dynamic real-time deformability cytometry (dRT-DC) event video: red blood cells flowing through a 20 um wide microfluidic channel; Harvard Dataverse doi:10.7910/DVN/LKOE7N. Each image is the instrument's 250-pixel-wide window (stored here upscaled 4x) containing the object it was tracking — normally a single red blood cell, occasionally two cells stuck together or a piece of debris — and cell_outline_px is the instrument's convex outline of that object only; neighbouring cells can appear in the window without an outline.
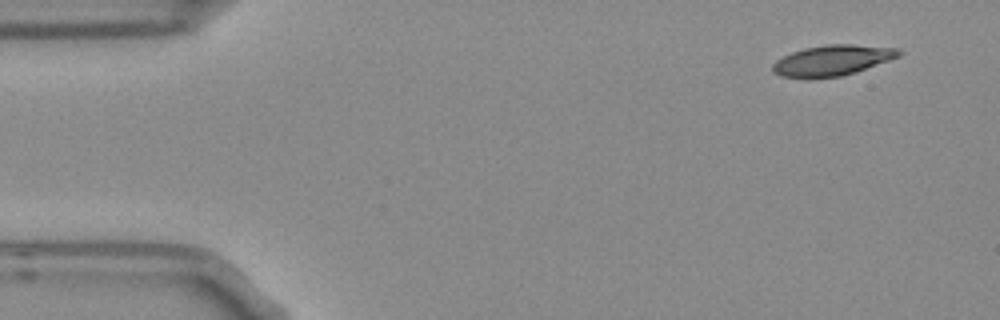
{"species": "Egyptian fruit bat (a non-hibernating species)", "species_latin": "Rousettus aegyptiacus", "temperature_condition": "room temperature", "stored_images_in_passage": 4, "camera_frame_rate_fps": 3000, "um_per_image_px": 0.085, "frame": {"image": 1, "passage_image": 1, "time_ms": 0.0, "image_size_px": [1000, 320], "cell_outline_px": [[904, 52], [900, 56], [840, 76], [780, 76], [772, 72], [772, 64], [776, 60], [792, 52], [804, 48], [824, 44], [852, 44], [900, 48]], "centroid_in_image_um": [70.76, 5.08], "position_along_channel_um": 14.2, "area_um2": 21.85}}
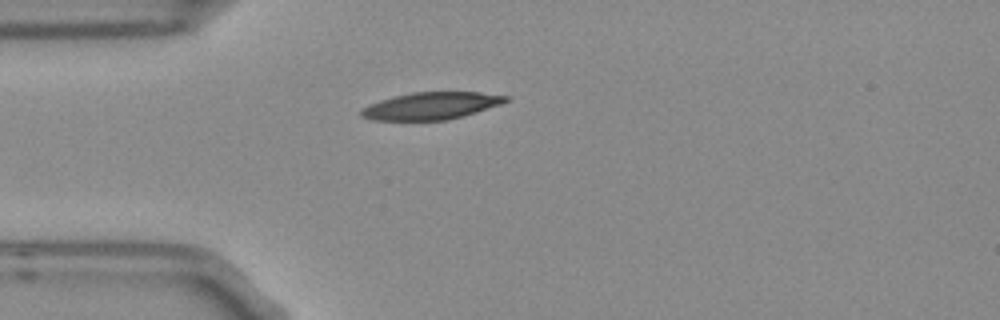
{"frame": {"image": 2, "passage_image": 3, "time_ms": 0.667, "image_size_px": [1000, 320], "cell_outline_px": [[512, 96], [508, 100], [500, 104], [476, 112], [444, 120], [372, 120], [360, 116], [360, 112], [368, 104], [392, 96], [412, 92], [480, 92]], "centroid_in_image_um": [36.63, 8.98], "position_along_channel_um": 48.4, "area_um2": 22.83}}